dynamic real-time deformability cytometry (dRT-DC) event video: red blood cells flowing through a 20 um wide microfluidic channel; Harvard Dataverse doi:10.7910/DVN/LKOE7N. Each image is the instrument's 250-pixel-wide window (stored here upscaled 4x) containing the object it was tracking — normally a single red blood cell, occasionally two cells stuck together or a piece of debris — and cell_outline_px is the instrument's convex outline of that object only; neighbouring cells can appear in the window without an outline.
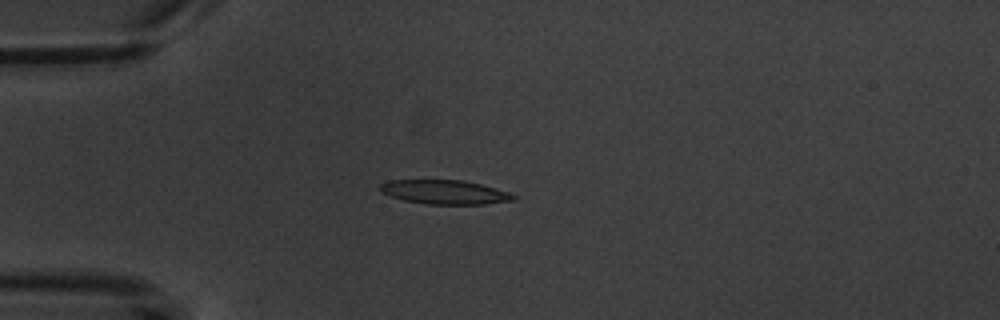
{"species": "common noctule bat (a hibernating species)", "species_latin": "Nyctalus noctula", "temperature_condition": "warm", "stored_images_in_passage": 6, "camera_frame_rate_fps": 3000, "um_per_image_px": 0.085, "animal": {"sex": "male", "body_mass_g": 20.1, "forearm_length_mm": 53.5}, "frame": {"image": 1, "passage_image": 4, "time_ms": 4.333, "image_size_px": [1000, 320], "cell_outline_px": [[516, 200], [484, 204], [428, 204], [404, 200], [380, 192], [380, 184], [388, 180], [464, 180], [480, 184], [508, 192], [516, 196]], "centroid_in_image_um": [37.8, 16.32], "position_along_channel_um": 47.2, "area_um2": 18.61}}
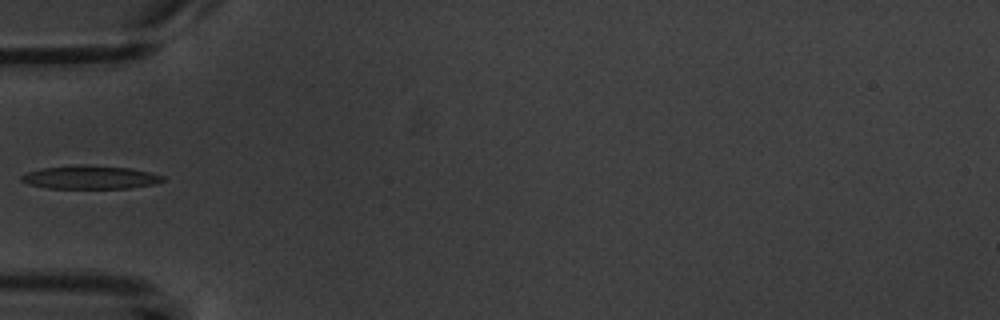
{"frame": {"image": 2, "passage_image": 5, "time_ms": 5.667, "image_size_px": [1000, 320], "cell_outline_px": [[164, 180], [156, 184], [128, 188], [48, 188], [28, 184], [20, 180], [20, 176], [28, 172], [40, 168], [132, 168], [164, 176]], "centroid_in_image_um": [7.69, 15.13], "position_along_channel_um": 77.3, "area_um2": 17.98}}